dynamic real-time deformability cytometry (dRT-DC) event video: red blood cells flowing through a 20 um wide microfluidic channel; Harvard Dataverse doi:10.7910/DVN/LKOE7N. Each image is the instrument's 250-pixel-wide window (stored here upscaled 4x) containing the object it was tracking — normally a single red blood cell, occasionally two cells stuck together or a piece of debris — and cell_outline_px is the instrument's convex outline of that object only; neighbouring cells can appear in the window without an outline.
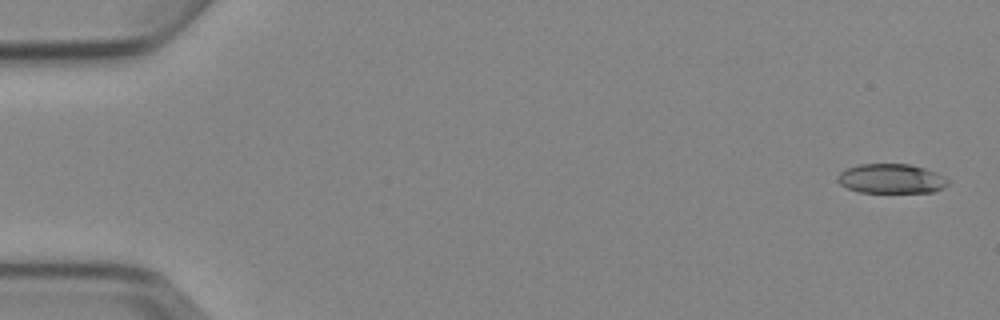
{"species": "Egyptian fruit bat (a non-hibernating species)", "species_latin": "Rousettus aegyptiacus", "temperature_condition": "cold", "stored_images_in_passage": 5, "camera_frame_rate_fps": 3000, "um_per_image_px": 0.085, "animal": {"sex": "female"}, "frame": {"image": 1, "passage_image": 1, "time_ms": 0.0, "image_size_px": [1000, 320], "cell_outline_px": [[952, 180], [944, 188], [932, 192], [860, 192], [848, 188], [840, 184], [836, 180], [836, 176], [840, 172], [848, 168], [860, 164], [908, 164], [924, 168], [936, 172]], "centroid_in_image_um": [75.78, 15.19], "position_along_channel_um": 9.2, "area_um2": 19.07}}
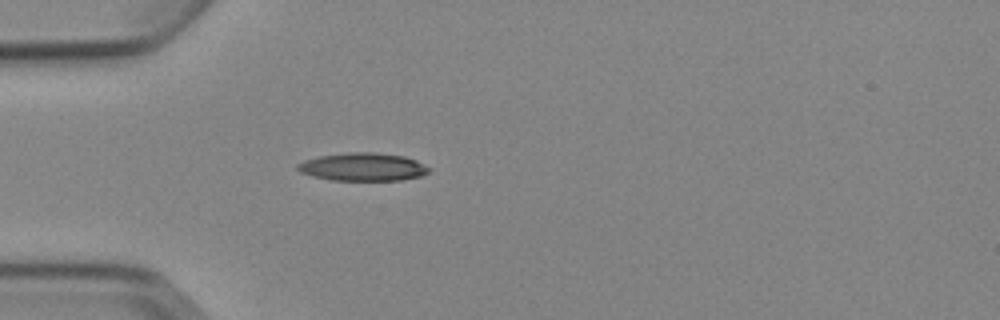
{"frame": {"image": 2, "passage_image": 5, "time_ms": 4.667, "image_size_px": [1000, 320], "cell_outline_px": [[432, 168], [428, 172], [420, 176], [400, 180], [332, 180], [312, 176], [300, 172], [296, 168], [296, 164], [304, 160], [320, 156], [348, 152], [376, 152], [404, 156], [416, 160]], "centroid_in_image_um": [30.84, 14.18], "position_along_channel_um": 54.2, "area_um2": 21.5}}